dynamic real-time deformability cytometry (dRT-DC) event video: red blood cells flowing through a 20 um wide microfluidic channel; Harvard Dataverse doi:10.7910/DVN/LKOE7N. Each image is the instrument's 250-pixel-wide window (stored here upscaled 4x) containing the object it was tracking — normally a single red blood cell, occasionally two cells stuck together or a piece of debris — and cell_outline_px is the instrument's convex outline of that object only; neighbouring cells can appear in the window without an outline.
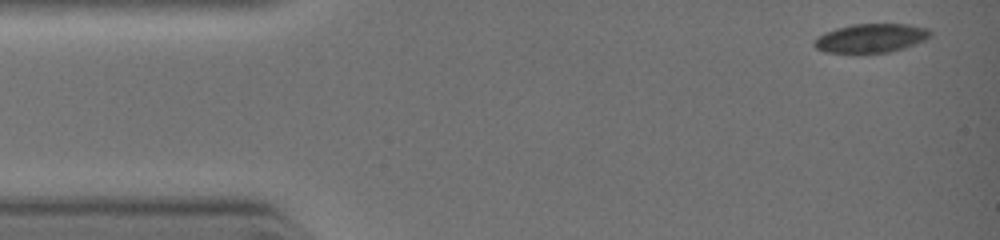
{"species": "common noctule bat (a hibernating species)", "species_latin": "Nyctalus noctula", "temperature_condition": "warm", "stored_images_in_passage": 8, "camera_frame_rate_fps": 3000, "um_per_image_px": 0.085, "animal": {"sex": "female", "body_mass_g": 19.0, "forearm_length_mm": 51.5}, "frame": {"image": 1, "passage_image": 1, "time_ms": 0.0, "image_size_px": [1000, 240], "cell_outline_px": [[932, 32], [924, 40], [904, 48], [888, 52], [824, 52], [816, 48], [812, 44], [812, 40], [824, 32], [836, 28], [852, 24], [908, 24], [928, 28]], "centroid_in_image_um": [73.99, 3.23], "position_along_channel_um": 11.0, "area_um2": 19.42}}